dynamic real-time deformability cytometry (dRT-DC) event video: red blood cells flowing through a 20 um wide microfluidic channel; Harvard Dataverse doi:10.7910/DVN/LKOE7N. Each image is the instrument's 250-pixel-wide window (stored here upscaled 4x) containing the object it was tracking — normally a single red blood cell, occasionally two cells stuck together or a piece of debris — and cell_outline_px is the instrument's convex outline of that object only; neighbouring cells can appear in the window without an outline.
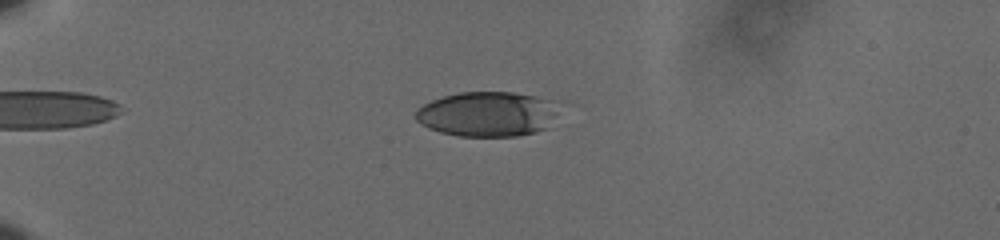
{"species": "human", "species_latin": "Homo sapiens", "temperature_condition": "cold", "stored_images_in_passage": 60, "camera_frame_rate_fps": 3000, "um_per_image_px": 0.085, "donor": {"sex": "male"}, "frame": {"image": 1, "passage_image": 17, "time_ms": 5.333, "image_size_px": [1000, 240], "cell_outline_px": [[556, 112], [548, 128], [536, 132], [516, 136], [460, 136], [440, 132], [428, 128], [420, 124], [416, 120], [416, 112], [424, 104], [432, 100], [444, 96], [460, 92], [512, 92], [536, 96]], "centroid_in_image_um": [41.32, 9.72], "position_along_channel_um": 43.7, "area_um2": 36.65}}
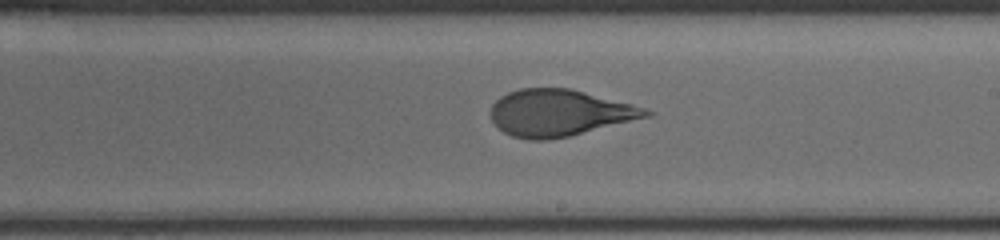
{"frame": {"image": 2, "passage_image": 38, "time_ms": 12.333, "image_size_px": [1000, 240], "cell_outline_px": [[652, 116], [568, 136], [548, 140], [528, 140], [512, 136], [496, 128], [488, 112], [492, 104], [500, 96], [508, 92], [520, 88], [568, 88], [584, 92], [644, 108], [652, 112]], "centroid_in_image_um": [47.46, 9.6], "position_along_channel_um": 241.5, "area_um2": 42.02}}
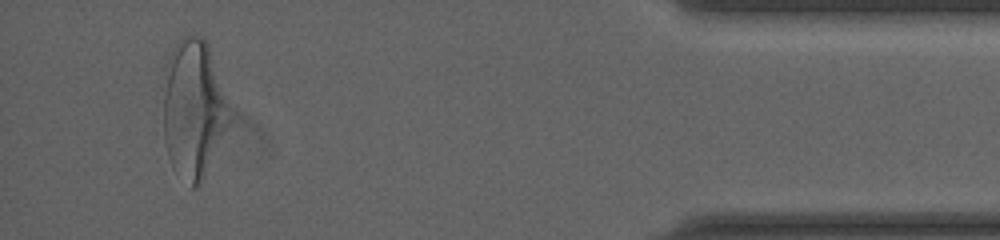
{"frame": {"image": 3, "passage_image": 57, "time_ms": 18.667, "image_size_px": [1000, 240], "cell_outline_px": [[228, 120], [204, 176], [200, 184], [196, 188], [192, 188], [172, 168], [168, 156], [164, 140], [164, 92], [168, 56], [172, 48], [184, 36], [200, 36], [208, 44], [228, 108]], "centroid_in_image_um": [16.38, 9.27], "position_along_channel_um": 418.8, "area_um2": 51.62}, "authors_computed_cell_mechanics": {"area_um2": 41.905, "velocity_mm_per_s": 3.6013, "shape_relaxation_time_tau1_ms": 4.8349, "shape_relaxation_time_tau2_ms": 1.049, "deformation_change_tau1": 0.1952, "deformation_change_tau2": 0.0879}}